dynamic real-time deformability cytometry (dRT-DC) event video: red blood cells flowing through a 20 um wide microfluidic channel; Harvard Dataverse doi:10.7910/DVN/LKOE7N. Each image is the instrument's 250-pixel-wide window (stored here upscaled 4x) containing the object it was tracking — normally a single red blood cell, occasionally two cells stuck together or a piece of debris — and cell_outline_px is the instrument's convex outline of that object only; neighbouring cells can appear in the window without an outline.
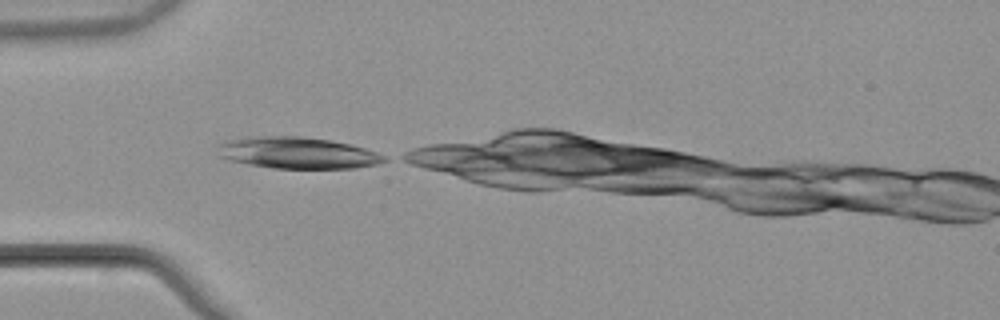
{"species": "common noctule bat (a hibernating species)", "species_latin": "Nyctalus noctula", "temperature_condition": "warm", "stored_images_in_passage": 34, "camera_frame_rate_fps": 3000, "um_per_image_px": 0.085, "animal": {"sex": "male", "body_mass_g": 21.5, "forearm_length_mm": 52.0}, "frame": {"image": 1, "passage_image": 1, "time_ms": 0.0, "image_size_px": [1000, 320], "cell_outline_px": [[388, 160], [376, 164], [356, 168], [272, 168], [248, 164], [228, 160], [216, 156], [220, 144], [224, 140], [256, 136], [300, 136], [332, 140], [364, 148], [376, 152], [384, 156]], "centroid_in_image_um": [25.24, 12.99], "position_along_channel_um": 59.8, "area_um2": 30.63}}
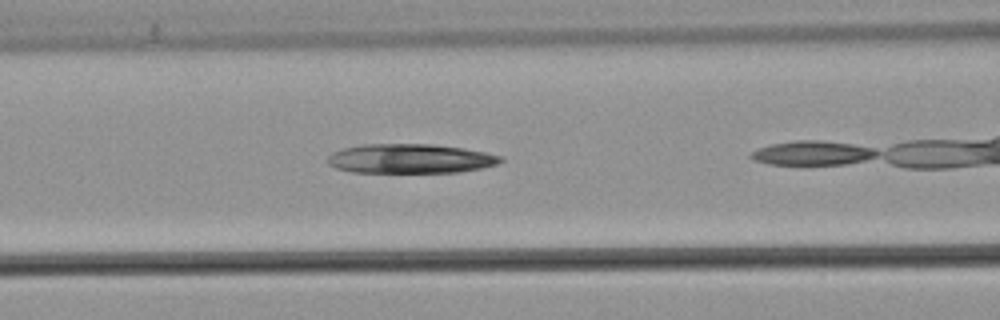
{"frame": {"image": 2, "passage_image": 7, "time_ms": 2.0, "image_size_px": [1000, 320], "cell_outline_px": [[504, 160], [496, 164], [480, 168], [460, 172], [352, 172], [336, 168], [328, 164], [328, 156], [332, 152], [344, 148], [364, 144], [432, 144], [464, 148], [504, 156]], "centroid_in_image_um": [34.88, 13.48], "position_along_channel_um": 131.7, "area_um2": 29.59}}
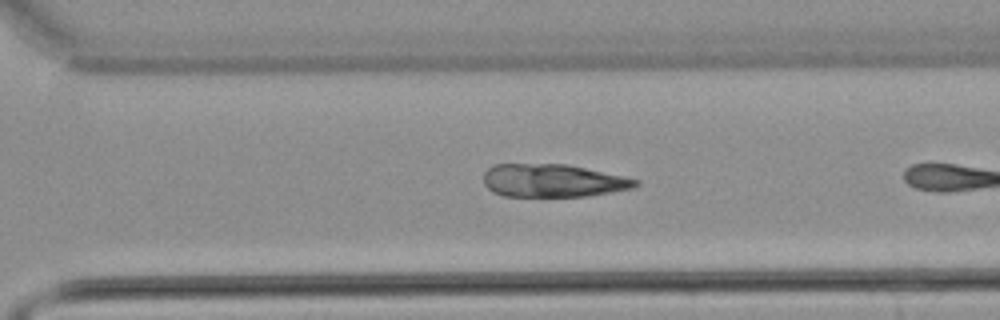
{"frame": {"image": 3, "passage_image": 22, "time_ms": 7.0, "image_size_px": [1000, 320], "cell_outline_px": [[640, 184], [632, 188], [584, 196], [504, 196], [492, 192], [484, 184], [484, 172], [492, 164], [568, 164], [624, 176], [640, 180]], "centroid_in_image_um": [46.97, 15.34], "position_along_channel_um": 323.6, "area_um2": 29.19}}